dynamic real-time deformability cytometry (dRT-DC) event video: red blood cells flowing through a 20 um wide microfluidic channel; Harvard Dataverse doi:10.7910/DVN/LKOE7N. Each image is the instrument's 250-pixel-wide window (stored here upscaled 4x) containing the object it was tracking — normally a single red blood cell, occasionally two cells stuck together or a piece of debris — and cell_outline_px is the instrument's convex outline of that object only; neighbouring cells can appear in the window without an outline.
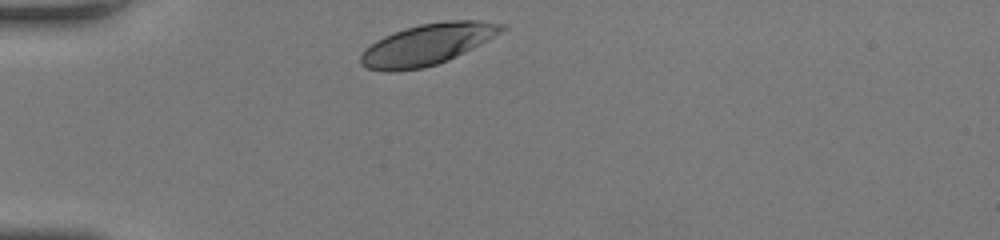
{"species": "human", "species_latin": "Homo sapiens", "temperature_condition": "room temperature", "stored_images_in_passage": 28, "camera_frame_rate_fps": 3000, "um_per_image_px": 0.085, "donor": {"sex": "female"}, "frame": {"image": 1, "passage_image": 1, "time_ms": 0.0, "image_size_px": [1000, 240], "cell_outline_px": [[508, 28], [488, 40], [448, 60], [424, 68], [396, 72], [384, 72], [368, 68], [360, 64], [360, 56], [364, 48], [376, 40], [384, 36], [404, 28], [420, 24], [448, 20], [480, 20], [504, 24]], "centroid_in_image_um": [36.3, 3.78], "position_along_channel_um": 48.7, "area_um2": 33.99}}
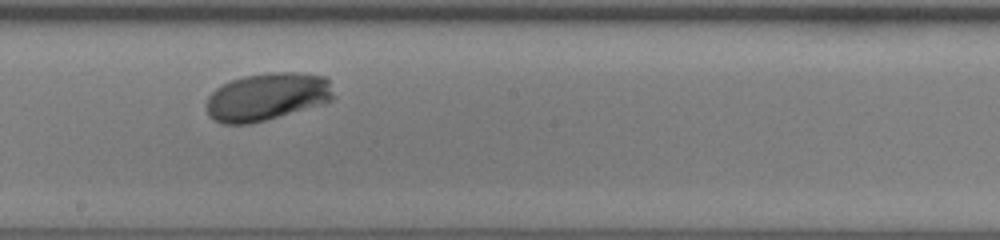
{"frame": {"image": 2, "passage_image": 16, "time_ms": 5.0, "image_size_px": [1000, 240], "cell_outline_px": [[336, 96], [332, 100], [324, 104], [264, 120], [248, 124], [224, 124], [212, 120], [208, 116], [204, 104], [208, 96], [216, 88], [232, 80], [244, 76], [268, 72], [300, 72], [328, 76]], "centroid_in_image_um": [22.72, 8.21], "position_along_channel_um": 225.5, "area_um2": 35.95}}
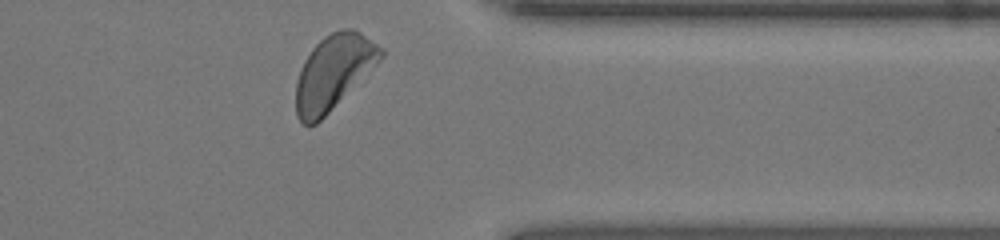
{"frame": {"image": 3, "passage_image": 28, "time_ms": 9.0, "image_size_px": [1000, 240], "cell_outline_px": [[384, 56], [316, 124], [304, 124], [296, 116], [296, 80], [304, 60], [312, 48], [324, 36], [340, 28], [352, 28], [360, 32], [384, 48]], "centroid_in_image_um": [28.33, 6.1], "position_along_channel_um": 383.1, "area_um2": 36.3}, "authors_computed_cell_mechanics": {"area_um2": 34.6511, "velocity_mm_per_s": 4.0957, "shape_relaxation_time_tau1_ms": 2.7878, "shape_relaxation_time_tau2_ms": null, "deformation_change_tau1": 0.1405, "deformation_change_tau2": null}}